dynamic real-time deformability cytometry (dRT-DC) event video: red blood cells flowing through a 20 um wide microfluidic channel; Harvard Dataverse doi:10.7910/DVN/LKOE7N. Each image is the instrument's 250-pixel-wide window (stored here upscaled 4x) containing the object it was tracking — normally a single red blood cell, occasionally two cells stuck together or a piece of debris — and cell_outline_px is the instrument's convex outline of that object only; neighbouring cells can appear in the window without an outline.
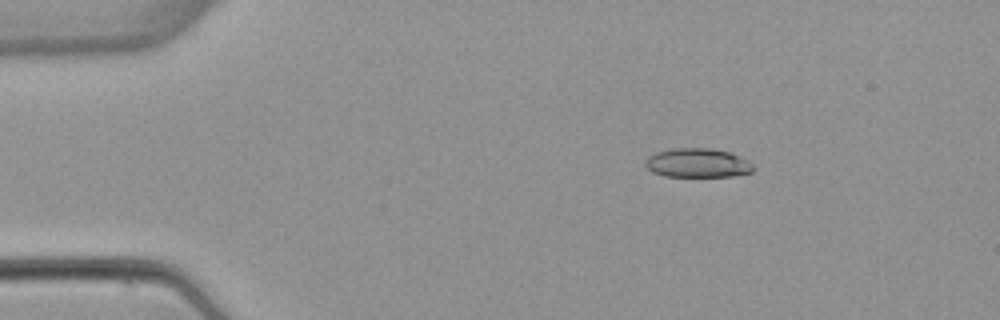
{"species": "common noctule bat (a hibernating species)", "species_latin": "Nyctalus noctula", "temperature_condition": "warm", "stored_images_in_passage": 4, "camera_frame_rate_fps": 3000, "um_per_image_px": 0.085, "animal": {"sex": "female", "body_mass_g": 22.7, "forearm_length_mm": 54.2}, "frame": {"image": 1, "passage_image": 2, "time_ms": 2.0, "image_size_px": [1000, 320], "cell_outline_px": [[752, 172], [732, 176], [664, 176], [652, 172], [644, 164], [644, 160], [648, 156], [656, 152], [672, 148], [712, 148], [728, 152], [752, 164]], "centroid_in_image_um": [59.21, 13.85], "position_along_channel_um": 25.8, "area_um2": 18.09}}